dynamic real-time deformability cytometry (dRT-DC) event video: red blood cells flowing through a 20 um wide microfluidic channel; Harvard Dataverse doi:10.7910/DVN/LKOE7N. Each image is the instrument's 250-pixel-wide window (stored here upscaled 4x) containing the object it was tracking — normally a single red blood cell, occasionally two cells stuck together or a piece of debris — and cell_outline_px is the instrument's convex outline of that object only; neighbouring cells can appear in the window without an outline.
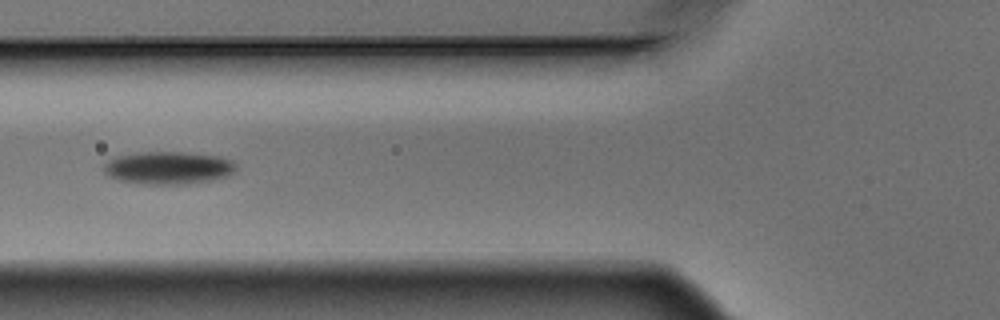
{"species": "Egyptian fruit bat (a non-hibernating species)", "species_latin": "Rousettus aegyptiacus", "temperature_condition": "warm", "stored_images_in_passage": 4, "camera_frame_rate_fps": 3000, "um_per_image_px": 0.085, "animal": {"sex": "male"}, "frame": {"image": 1, "passage_image": 3, "time_ms": 0.667, "image_size_px": [1000, 320], "cell_outline_px": [[236, 168], [228, 176], [212, 180], [188, 184], [144, 184], [120, 180], [108, 176], [104, 172], [104, 164], [108, 160], [116, 156], [140, 152], [184, 152], [220, 156], [232, 160], [236, 164]], "centroid_in_image_um": [14.31, 14.26], "position_along_channel_um": 111.5, "area_um2": 25.32}}
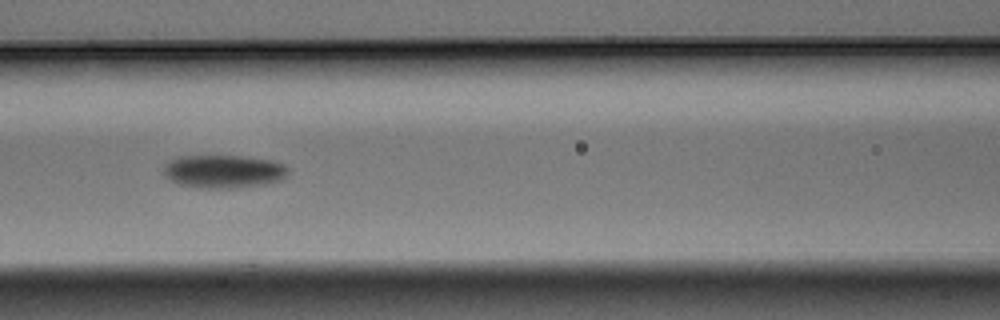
{"frame": {"image": 2, "passage_image": 4, "time_ms": 1.0, "image_size_px": [1000, 320], "cell_outline_px": [[288, 176], [280, 180], [268, 184], [240, 188], [196, 188], [180, 184], [172, 180], [164, 172], [164, 164], [168, 160], [176, 156], [240, 156], [272, 160], [284, 164], [288, 168]], "centroid_in_image_um": [19.04, 14.57], "position_along_channel_um": 147.6, "area_um2": 24.33}}